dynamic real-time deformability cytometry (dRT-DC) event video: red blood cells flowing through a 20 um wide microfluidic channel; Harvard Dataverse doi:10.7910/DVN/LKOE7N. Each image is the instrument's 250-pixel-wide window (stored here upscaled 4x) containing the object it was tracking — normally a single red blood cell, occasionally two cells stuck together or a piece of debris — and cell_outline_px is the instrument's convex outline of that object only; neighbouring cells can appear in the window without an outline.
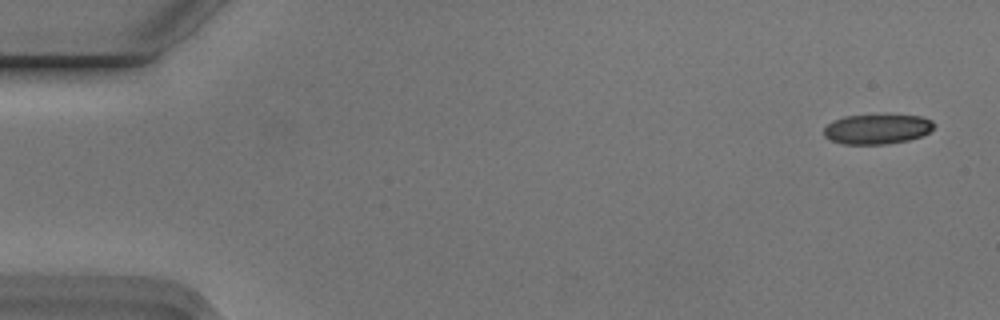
{"species": "Egyptian fruit bat (a non-hibernating species)", "species_latin": "Rousettus aegyptiacus", "temperature_condition": "cold", "stored_images_in_passage": 6, "camera_frame_rate_fps": 3000, "um_per_image_px": 0.085, "animal": {"sex": "male"}, "frame": {"image": 1, "passage_image": 1, "time_ms": 0.0, "image_size_px": [1000, 320], "cell_outline_px": [[932, 128], [928, 132], [920, 136], [908, 140], [884, 144], [844, 144], [832, 140], [824, 136], [824, 128], [828, 124], [844, 116], [920, 116], [932, 120]], "centroid_in_image_um": [74.53, 10.99], "position_along_channel_um": 10.5, "area_um2": 18.55}}